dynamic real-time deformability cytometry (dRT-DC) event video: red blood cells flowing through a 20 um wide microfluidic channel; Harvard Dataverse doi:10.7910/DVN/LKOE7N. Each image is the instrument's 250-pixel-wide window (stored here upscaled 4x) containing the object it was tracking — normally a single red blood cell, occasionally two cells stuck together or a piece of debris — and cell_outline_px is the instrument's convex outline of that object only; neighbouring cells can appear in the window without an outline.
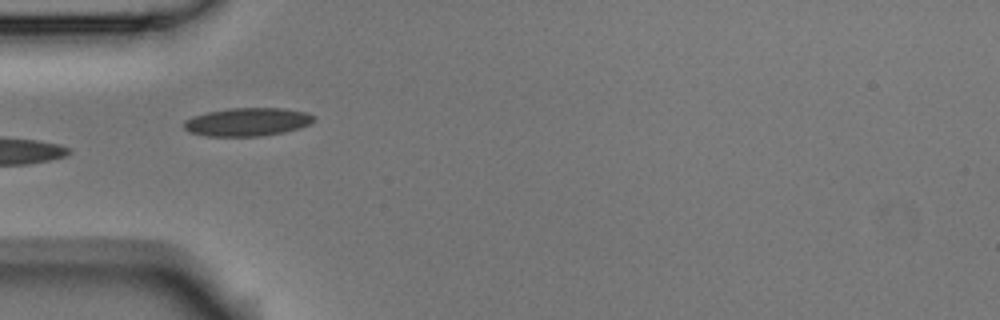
{"species": "Egyptian fruit bat (a non-hibernating species)", "species_latin": "Rousettus aegyptiacus", "temperature_condition": "room temperature", "stored_images_in_passage": 6, "camera_frame_rate_fps": 3000, "um_per_image_px": 0.085, "animal": {"sex": "male"}, "frame": {"image": 1, "passage_image": 5, "time_ms": 1.333, "image_size_px": [1000, 320], "cell_outline_px": [[316, 116], [308, 124], [300, 128], [284, 132], [260, 136], [208, 136], [192, 132], [184, 128], [184, 120], [192, 116], [208, 112], [228, 108], [284, 108], [308, 112]], "centroid_in_image_um": [21.04, 10.35], "position_along_channel_um": 64.0, "area_um2": 21.33}}
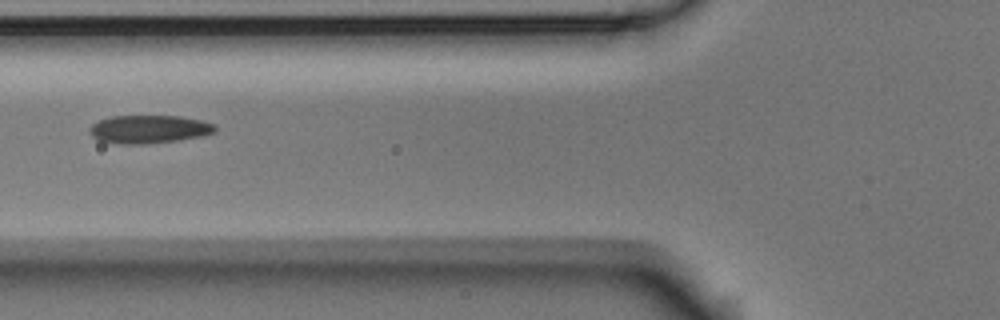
{"frame": {"image": 2, "passage_image": 6, "time_ms": 1.667, "image_size_px": [1000, 320], "cell_outline_px": [[216, 132], [204, 136], [176, 140], [144, 144], [120, 144], [100, 140], [92, 136], [92, 124], [100, 120], [112, 116], [180, 116], [200, 120], [216, 124]], "centroid_in_image_um": [12.73, 10.98], "position_along_channel_um": 113.1, "area_um2": 20.4}}